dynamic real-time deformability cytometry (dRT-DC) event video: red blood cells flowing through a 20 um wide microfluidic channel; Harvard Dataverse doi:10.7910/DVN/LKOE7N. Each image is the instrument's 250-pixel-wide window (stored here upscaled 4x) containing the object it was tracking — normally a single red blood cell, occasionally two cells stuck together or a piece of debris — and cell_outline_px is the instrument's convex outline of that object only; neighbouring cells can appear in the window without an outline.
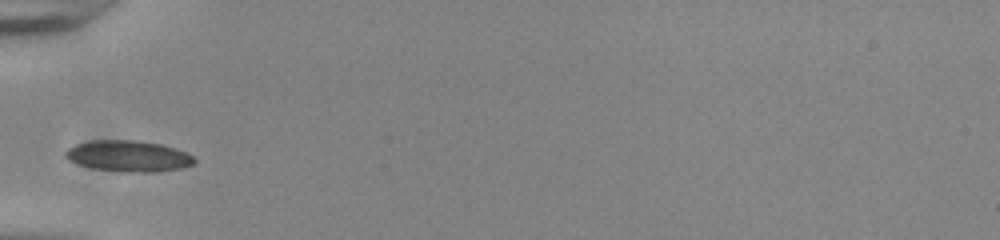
{"species": "common noctule bat (a hibernating species)", "species_latin": "Nyctalus noctula", "temperature_condition": "room temperature", "stored_images_in_passage": 29, "camera_frame_rate_fps": 3000, "um_per_image_px": 0.085, "animal": {"sex": "male", "body_mass_g": 20.0, "forearm_length_mm": 53.3}, "frame": {"image": 1, "passage_image": 1, "time_ms": 0.0, "image_size_px": [1000, 240], "cell_outline_px": [[196, 160], [192, 164], [180, 168], [156, 172], [124, 172], [92, 168], [68, 160], [64, 156], [64, 152], [68, 148], [76, 144], [92, 140], [136, 140], [160, 144], [176, 148], [192, 156]], "centroid_in_image_um": [10.88, 13.26], "position_along_channel_um": 74.1, "area_um2": 23.29}}
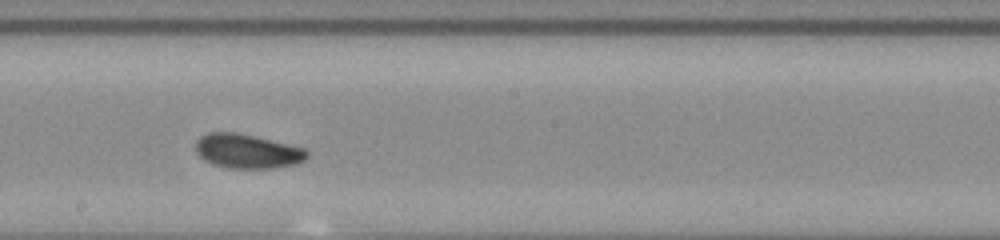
{"frame": {"image": 2, "passage_image": 13, "time_ms": 4.0, "image_size_px": [1000, 240], "cell_outline_px": [[308, 156], [304, 160], [296, 164], [272, 168], [228, 168], [212, 164], [204, 160], [196, 152], [196, 140], [200, 136], [208, 132], [236, 132], [256, 136], [304, 148], [308, 152]], "centroid_in_image_um": [21.0, 12.85], "position_along_channel_um": 227.2, "area_um2": 22.31}}
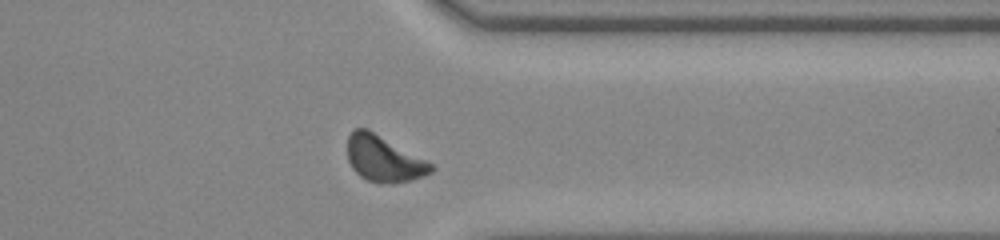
{"frame": {"image": 3, "passage_image": 25, "time_ms": 8.0, "image_size_px": [1000, 240], "cell_outline_px": [[436, 168], [432, 172], [412, 180], [392, 184], [380, 184], [368, 180], [360, 176], [352, 168], [348, 160], [348, 136], [356, 128], [368, 128], [432, 164]], "centroid_in_image_um": [32.61, 13.51], "position_along_channel_um": 378.8, "area_um2": 22.31}, "authors_computed_cell_mechanics": {"area_um2": 21.9062, "velocity_mm_per_s": 3.843, "shape_relaxation_time_tau1_ms": 2.6093, "shape_relaxation_time_tau2_ms": null, "deformation_change_tau1": 0.0971, "deformation_change_tau2": null}}